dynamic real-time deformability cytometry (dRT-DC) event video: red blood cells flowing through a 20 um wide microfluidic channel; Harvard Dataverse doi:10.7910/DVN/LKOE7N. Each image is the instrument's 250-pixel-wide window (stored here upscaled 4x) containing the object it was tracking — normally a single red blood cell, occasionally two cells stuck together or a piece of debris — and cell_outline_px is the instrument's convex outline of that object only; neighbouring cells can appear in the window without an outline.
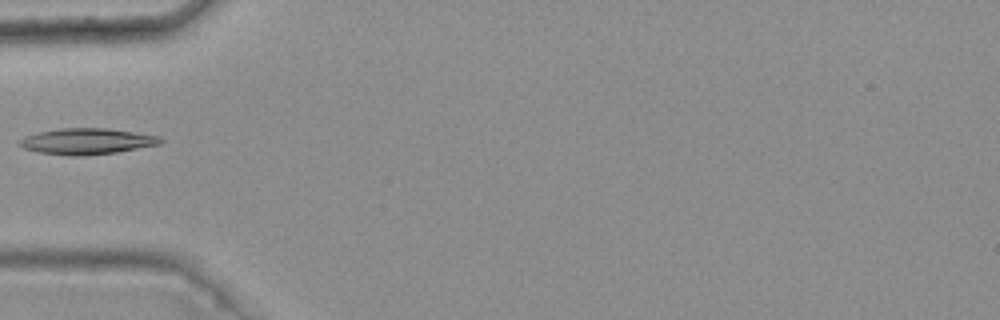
{"species": "common noctule bat (a hibernating species)", "species_latin": "Nyctalus noctula", "temperature_condition": "warm", "stored_images_in_passage": 5, "camera_frame_rate_fps": 3000, "um_per_image_px": 0.085, "animal": {"sex": "female", "body_mass_g": 25.1}, "frame": {"image": 1, "passage_image": 5, "time_ms": 1.333, "image_size_px": [1000, 320], "cell_outline_px": [[164, 140], [160, 144], [116, 152], [84, 156], [72, 156], [36, 152], [24, 148], [16, 144], [24, 136], [40, 132], [60, 128], [108, 128], [160, 136]], "centroid_in_image_um": [7.37, 12.01], "position_along_channel_um": 77.6, "area_um2": 21.44}}